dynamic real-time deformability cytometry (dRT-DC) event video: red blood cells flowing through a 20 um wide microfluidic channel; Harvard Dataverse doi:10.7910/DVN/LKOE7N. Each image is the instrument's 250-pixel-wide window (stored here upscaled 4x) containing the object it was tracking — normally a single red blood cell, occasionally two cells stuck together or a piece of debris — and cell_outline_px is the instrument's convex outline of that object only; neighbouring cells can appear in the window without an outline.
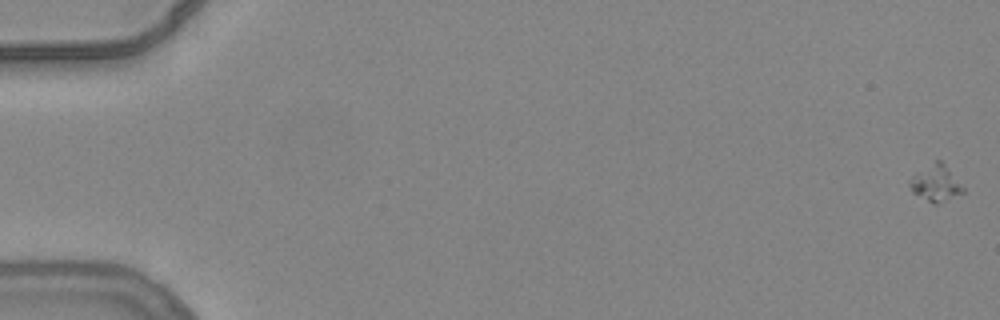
{"species": "common noctule bat (a hibernating species)", "species_latin": "Nyctalus noctula", "temperature_condition": "warm", "stored_images_in_passage": 8, "segment_of_instrument_passage": [1, 2], "camera_frame_rate_fps": 3000, "um_per_image_px": 0.085, "animal": {"sex": "female", "body_mass_g": 24.6, "forearm_length_mm": 56.2}, "frame": {"image": 1, "passage_image": 1, "time_ms": 0.0, "image_size_px": [1000, 320], "cell_outline_px": [[964, 192], [936, 204], [912, 192], [908, 184], [908, 180], [912, 176], [936, 160], [940, 160], [964, 188]], "centroid_in_image_um": [79.51, 15.58], "position_along_channel_um": 5.5, "area_um2": 10.75}}